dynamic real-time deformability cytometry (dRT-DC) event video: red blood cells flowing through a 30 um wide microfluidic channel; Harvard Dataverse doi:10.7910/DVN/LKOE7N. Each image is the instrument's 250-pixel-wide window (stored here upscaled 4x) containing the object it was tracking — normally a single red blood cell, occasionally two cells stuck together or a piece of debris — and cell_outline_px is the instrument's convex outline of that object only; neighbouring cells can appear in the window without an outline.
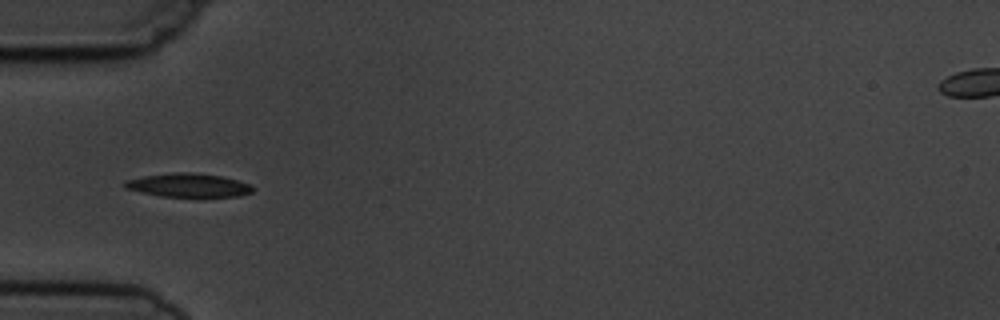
{"species": "common noctule bat (a hibernating species)", "species_latin": "Nyctalus noctula", "temperature_condition": "cold", "stored_images_in_passage": 9, "camera_frame_rate_fps": 3000, "um_per_image_px": 0.085, "animal": {"sex": "male", "body_mass_g": 19.5, "forearm_length_mm": 54.6}, "frame": {"image": 1, "passage_image": 4, "time_ms": 3.667, "image_size_px": [1000, 320], "cell_outline_px": [[252, 192], [240, 196], [200, 200], [160, 196], [124, 188], [124, 180], [144, 176], [172, 172], [192, 172], [220, 176], [252, 184]], "centroid_in_image_um": [16.06, 15.8], "position_along_channel_um": 68.9, "area_um2": 18.61}}
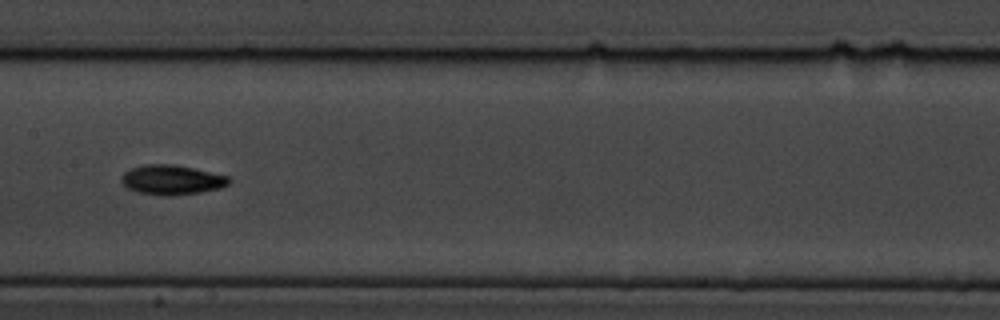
{"frame": {"image": 2, "passage_image": 7, "time_ms": 7.0, "image_size_px": [1000, 320], "cell_outline_px": [[232, 180], [228, 184], [220, 188], [200, 192], [168, 196], [160, 196], [136, 192], [128, 188], [120, 180], [120, 176], [124, 172], [132, 168], [144, 164], [176, 164], [228, 176]], "centroid_in_image_um": [14.58, 15.28], "position_along_channel_um": 192.8, "area_um2": 18.73}}
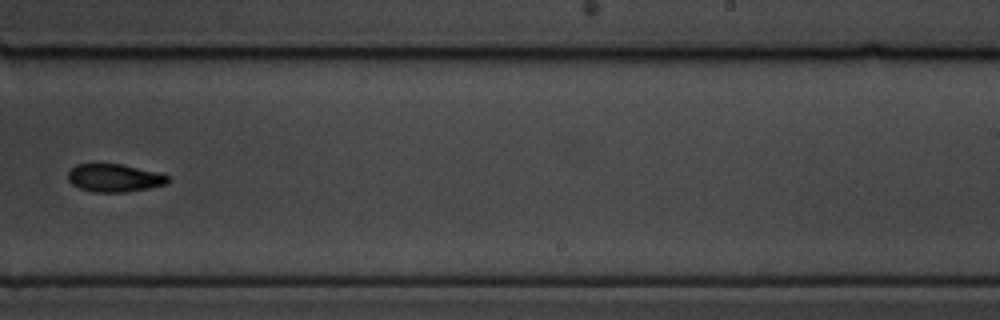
{"frame": {"image": 3, "passage_image": 9, "time_ms": 9.333, "image_size_px": [1000, 320], "cell_outline_px": [[168, 184], [128, 192], [92, 192], [80, 188], [72, 184], [68, 180], [68, 172], [76, 164], [120, 164], [156, 172], [168, 176]], "centroid_in_image_um": [9.7, 15.13], "position_along_channel_um": 279.3, "area_um2": 16.13}}